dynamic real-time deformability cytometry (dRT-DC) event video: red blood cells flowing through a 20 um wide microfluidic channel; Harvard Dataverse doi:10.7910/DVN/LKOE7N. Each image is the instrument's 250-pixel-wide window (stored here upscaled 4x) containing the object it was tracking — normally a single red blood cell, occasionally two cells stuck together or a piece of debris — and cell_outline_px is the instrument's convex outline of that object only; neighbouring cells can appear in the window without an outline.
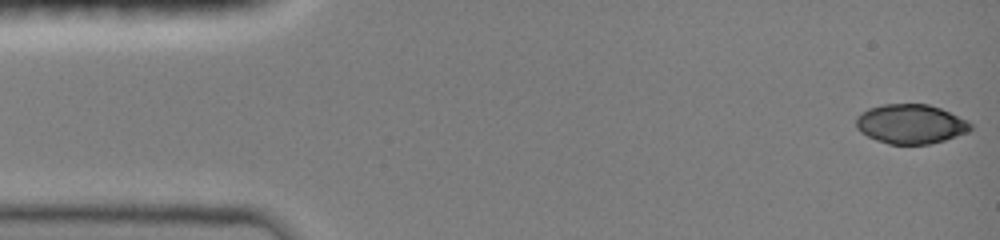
{"species": "common noctule bat (a hibernating species)", "species_latin": "Nyctalus noctula", "temperature_condition": "room temperature", "stored_images_in_passage": 47, "camera_frame_rate_fps": 3000, "um_per_image_px": 0.085, "animal": {"sex": "female", "body_mass_g": 19.0, "forearm_length_mm": 51.5}, "frame": {"image": 1, "passage_image": 1, "time_ms": 0.0, "image_size_px": [1000, 240], "cell_outline_px": [[972, 128], [968, 132], [944, 140], [928, 144], [888, 144], [876, 140], [860, 132], [856, 128], [856, 116], [868, 108], [884, 104], [928, 104], [940, 108], [968, 120], [972, 124]], "centroid_in_image_um": [77.4, 10.54], "position_along_channel_um": 7.6, "area_um2": 26.36}}
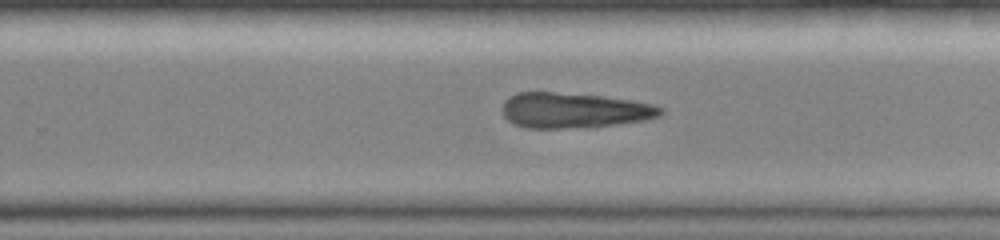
{"frame": {"image": 2, "passage_image": 30, "time_ms": 9.667, "image_size_px": [1000, 240], "cell_outline_px": [[664, 112], [660, 116], [644, 120], [612, 124], [560, 128], [524, 128], [512, 124], [504, 116], [504, 100], [508, 96], [516, 92], [552, 92], [600, 96], [628, 100], [652, 104], [664, 108]], "centroid_in_image_um": [48.74, 9.37], "position_along_channel_um": 281.1, "area_um2": 32.14}}
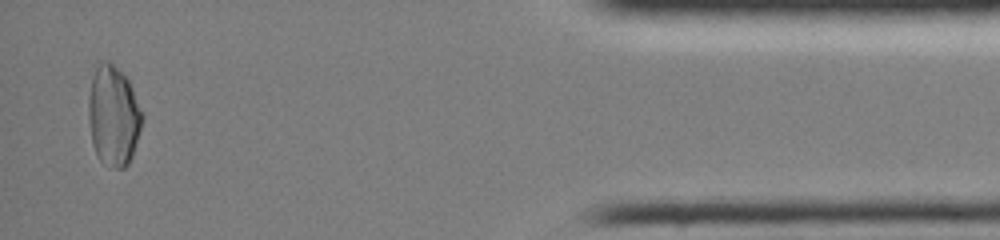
{"frame": {"image": 3, "passage_image": 45, "time_ms": 14.667, "image_size_px": [1000, 240], "cell_outline_px": [[144, 120], [132, 156], [128, 164], [124, 168], [116, 168], [100, 160], [96, 156], [92, 144], [88, 120], [88, 96], [92, 76], [100, 60], [112, 60], [128, 80], [132, 88], [144, 116]], "centroid_in_image_um": [9.63, 9.81], "position_along_channel_um": 425.6, "area_um2": 31.79}}